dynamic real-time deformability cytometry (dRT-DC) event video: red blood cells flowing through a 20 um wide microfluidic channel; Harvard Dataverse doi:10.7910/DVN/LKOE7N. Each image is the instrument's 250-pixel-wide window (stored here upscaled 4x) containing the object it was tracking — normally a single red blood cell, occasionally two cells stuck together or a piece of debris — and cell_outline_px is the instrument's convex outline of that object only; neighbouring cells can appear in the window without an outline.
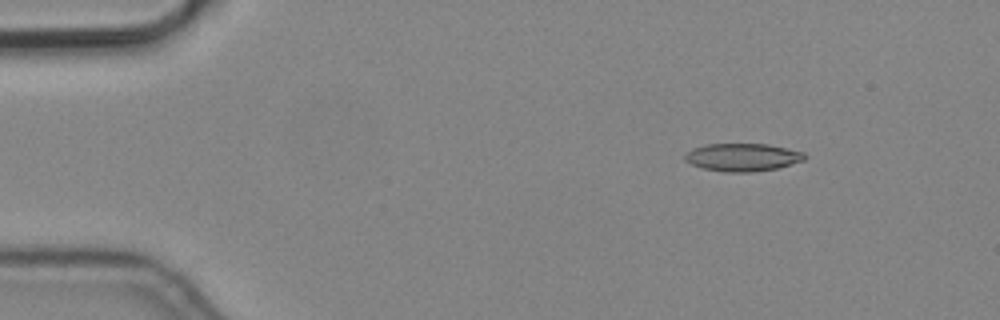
{"species": "common noctule bat (a hibernating species)", "species_latin": "Nyctalus noctula", "temperature_condition": "cold", "stored_images_in_passage": 9, "camera_frame_rate_fps": 3000, "um_per_image_px": 0.085, "animal": {"sex": "male", "body_mass_g": 19.2, "forearm_length_mm": 51.8}, "frame": {"image": 1, "passage_image": 1, "time_ms": 0.0, "image_size_px": [1000, 320], "cell_outline_px": [[808, 156], [804, 160], [776, 168], [752, 172], [724, 172], [704, 168], [692, 164], [684, 160], [684, 156], [692, 148], [708, 144], [768, 144], [804, 152]], "centroid_in_image_um": [63.13, 13.36], "position_along_channel_um": 21.9, "area_um2": 19.31}}
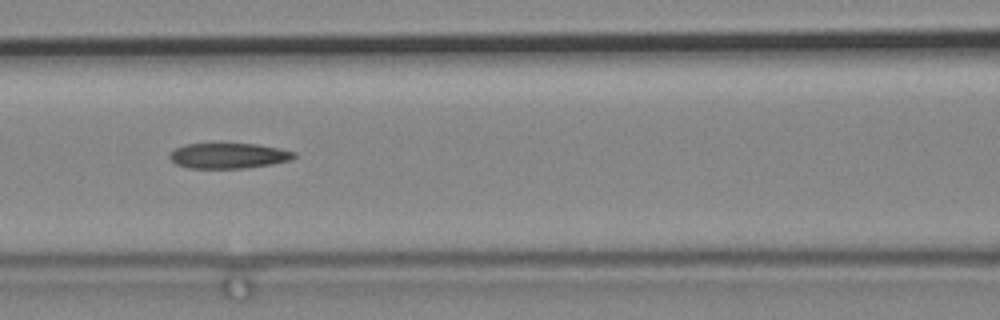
{"frame": {"image": 2, "passage_image": 6, "time_ms": 1.667, "image_size_px": [1000, 320], "cell_outline_px": [[296, 156], [288, 160], [272, 164], [244, 168], [188, 168], [176, 164], [168, 156], [168, 152], [184, 144], [256, 144], [280, 148], [296, 152]], "centroid_in_image_um": [19.39, 13.23], "position_along_channel_um": 147.2, "area_um2": 18.38}}
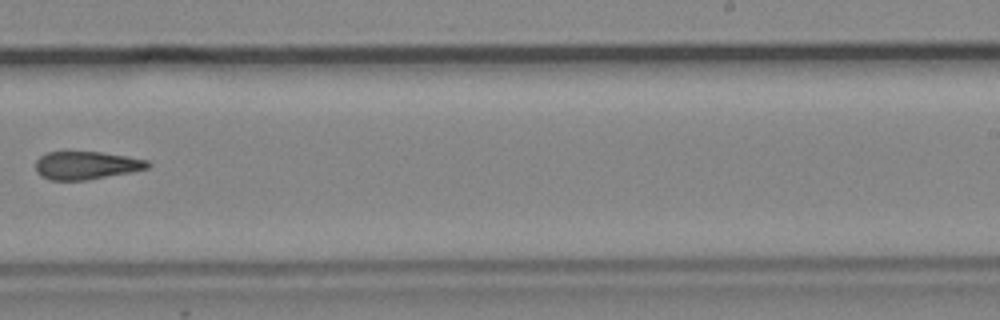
{"frame": {"image": 3, "passage_image": 9, "time_ms": 2.667, "image_size_px": [1000, 320], "cell_outline_px": [[152, 164], [148, 168], [88, 180], [48, 180], [40, 176], [36, 172], [36, 160], [40, 156], [48, 152], [100, 152], [128, 156], [148, 160]], "centroid_in_image_um": [7.32, 14.06], "position_along_channel_um": 281.7, "area_um2": 18.32}}